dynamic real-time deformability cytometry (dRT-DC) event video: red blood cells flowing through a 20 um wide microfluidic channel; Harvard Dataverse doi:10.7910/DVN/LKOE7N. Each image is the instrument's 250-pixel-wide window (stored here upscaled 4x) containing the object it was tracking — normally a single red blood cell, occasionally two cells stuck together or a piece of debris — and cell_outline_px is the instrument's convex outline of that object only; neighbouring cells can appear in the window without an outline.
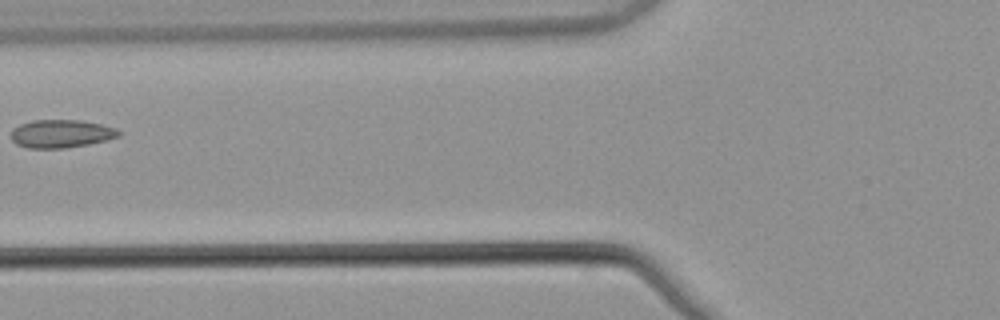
{"species": "common noctule bat (a hibernating species)", "species_latin": "Nyctalus noctula", "temperature_condition": "warm", "stored_images_in_passage": 3, "camera_frame_rate_fps": 3000, "um_per_image_px": 0.085, "animal": {"sex": "male", "body_mass_g": 21.5, "forearm_length_mm": 52.0}, "frame": {"image": 1, "passage_image": 3, "time_ms": 0.667, "image_size_px": [1000, 320], "cell_outline_px": [[120, 136], [108, 140], [88, 144], [64, 148], [28, 148], [16, 144], [12, 140], [12, 128], [20, 124], [32, 120], [80, 120], [100, 124], [116, 128], [120, 132]], "centroid_in_image_um": [5.19, 11.36], "position_along_channel_um": 120.6, "area_um2": 17.63}}